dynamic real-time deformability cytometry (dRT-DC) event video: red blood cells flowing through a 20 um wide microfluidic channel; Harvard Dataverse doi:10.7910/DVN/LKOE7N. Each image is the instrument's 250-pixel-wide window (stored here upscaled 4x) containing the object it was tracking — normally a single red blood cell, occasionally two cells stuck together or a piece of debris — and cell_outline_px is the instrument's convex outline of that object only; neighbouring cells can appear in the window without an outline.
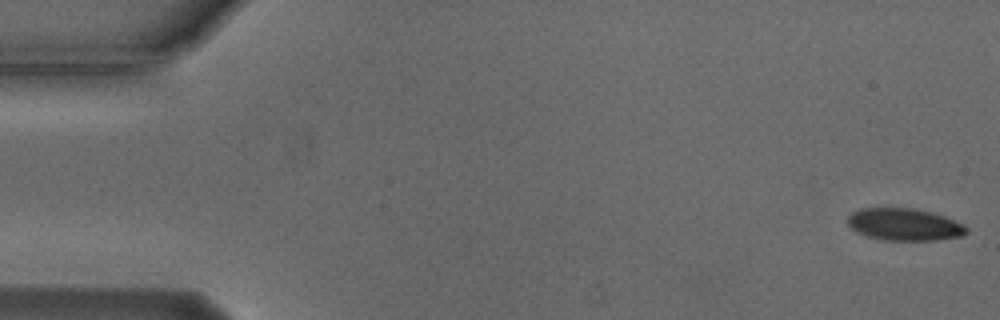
{"species": "Egyptian fruit bat (a non-hibernating species)", "species_latin": "Rousettus aegyptiacus", "temperature_condition": "cold", "stored_images_in_passage": 11, "camera_frame_rate_fps": 3000, "um_per_image_px": 0.085, "animal": {"sex": "male"}, "frame": {"image": 1, "passage_image": 1, "time_ms": 0.0, "image_size_px": [1000, 320], "cell_outline_px": [[968, 232], [964, 236], [936, 240], [884, 240], [868, 236], [856, 232], [848, 224], [848, 216], [852, 212], [860, 208], [916, 208], [932, 212], [944, 216], [964, 224], [968, 228]], "centroid_in_image_um": [76.9, 19.08], "position_along_channel_um": 8.1, "area_um2": 22.43}}